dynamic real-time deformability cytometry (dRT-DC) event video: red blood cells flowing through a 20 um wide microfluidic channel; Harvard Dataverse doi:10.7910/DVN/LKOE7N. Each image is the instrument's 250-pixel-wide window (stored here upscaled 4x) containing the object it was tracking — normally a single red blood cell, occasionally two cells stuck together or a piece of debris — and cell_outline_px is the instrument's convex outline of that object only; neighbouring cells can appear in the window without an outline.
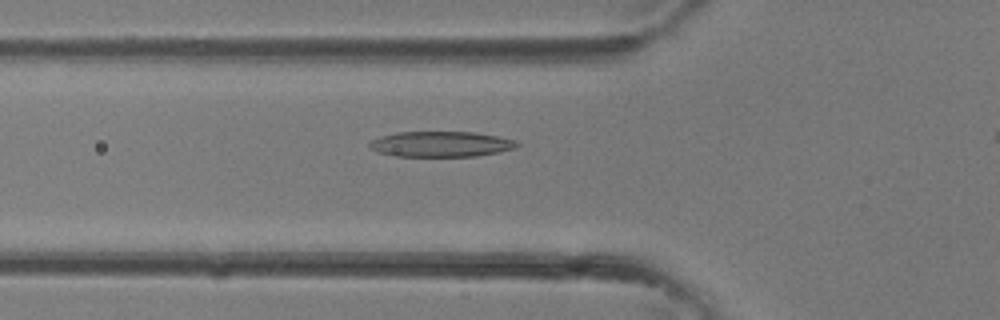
{"species": "common noctule bat (a hibernating species)", "species_latin": "Nyctalus noctula", "temperature_condition": "room temperature", "stored_images_in_passage": 26, "camera_frame_rate_fps": 3000, "um_per_image_px": 0.085, "animal": {"sex": "female"}, "frame": {"image": 1, "passage_image": 7, "time_ms": 2.0, "image_size_px": [1000, 320], "cell_outline_px": [[520, 144], [516, 148], [500, 152], [476, 156], [396, 156], [376, 152], [368, 148], [368, 144], [372, 140], [380, 136], [396, 132], [476, 132], [516, 140]], "centroid_in_image_um": [37.47, 12.25], "position_along_channel_um": 88.3, "area_um2": 22.08}}
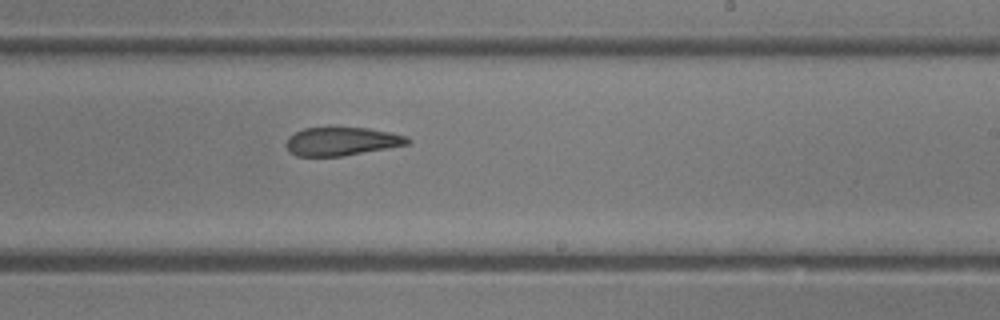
{"frame": {"image": 2, "passage_image": 16, "time_ms": 5.0, "image_size_px": [1000, 320], "cell_outline_px": [[412, 140], [408, 144], [388, 148], [340, 156], [296, 156], [288, 152], [284, 144], [288, 136], [304, 128], [368, 128], [392, 132], [408, 136]], "centroid_in_image_um": [29.03, 12.02], "position_along_channel_um": 260.0, "area_um2": 20.17}}
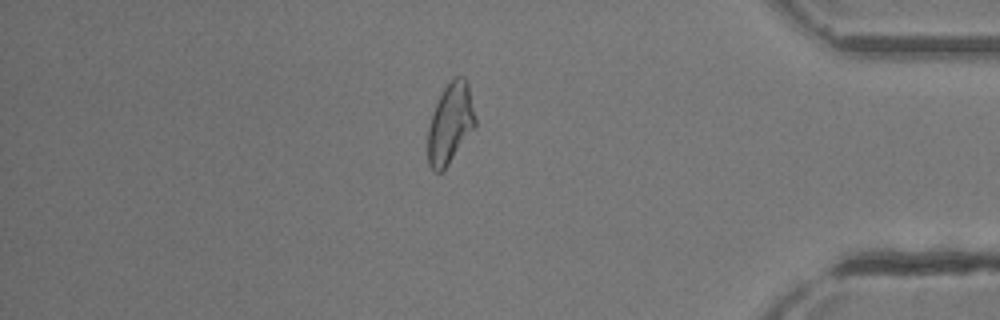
{"frame": {"image": 3, "passage_image": 25, "time_ms": 8.0, "image_size_px": [1000, 320], "cell_outline_px": [[476, 124], [448, 164], [440, 172], [432, 172], [428, 164], [428, 128], [432, 112], [444, 88], [456, 76], [464, 76], [468, 80], [476, 120]], "centroid_in_image_um": [38.26, 10.47], "position_along_channel_um": 396.9, "area_um2": 21.96}}